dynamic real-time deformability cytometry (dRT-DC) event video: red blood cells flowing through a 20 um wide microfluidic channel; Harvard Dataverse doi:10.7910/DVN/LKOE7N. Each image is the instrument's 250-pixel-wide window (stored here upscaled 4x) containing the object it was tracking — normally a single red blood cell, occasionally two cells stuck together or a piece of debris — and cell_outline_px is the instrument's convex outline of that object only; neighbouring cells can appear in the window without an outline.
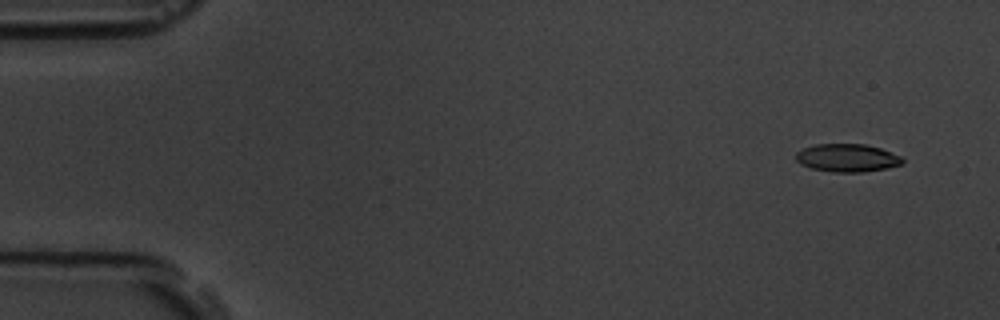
{"species": "common noctule bat (a hibernating species)", "species_latin": "Nyctalus noctula", "temperature_condition": "room temperature", "stored_images_in_passage": 5, "camera_frame_rate_fps": 3000, "um_per_image_px": 0.085, "animal": {"sex": "male", "body_mass_g": 19.5, "forearm_length_mm": 54.6}, "frame": {"image": 1, "passage_image": 2, "time_ms": 1.0, "image_size_px": [1000, 320], "cell_outline_px": [[904, 160], [900, 164], [888, 168], [860, 172], [832, 172], [812, 168], [800, 164], [796, 160], [796, 152], [804, 148], [816, 144], [864, 144], [880, 148], [900, 156]], "centroid_in_image_um": [71.99, 13.42], "position_along_channel_um": 13.0, "area_um2": 17.22}}
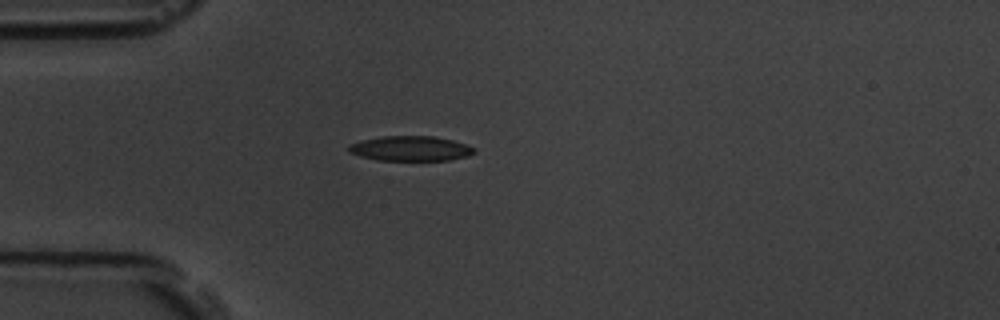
{"frame": {"image": 2, "passage_image": 5, "time_ms": 5.0, "image_size_px": [1000, 320], "cell_outline_px": [[476, 152], [468, 156], [452, 160], [376, 160], [360, 156], [348, 152], [348, 144], [360, 140], [380, 136], [432, 136], [452, 140], [476, 148]], "centroid_in_image_um": [34.87, 12.62], "position_along_channel_um": 50.1, "area_um2": 18.38}}